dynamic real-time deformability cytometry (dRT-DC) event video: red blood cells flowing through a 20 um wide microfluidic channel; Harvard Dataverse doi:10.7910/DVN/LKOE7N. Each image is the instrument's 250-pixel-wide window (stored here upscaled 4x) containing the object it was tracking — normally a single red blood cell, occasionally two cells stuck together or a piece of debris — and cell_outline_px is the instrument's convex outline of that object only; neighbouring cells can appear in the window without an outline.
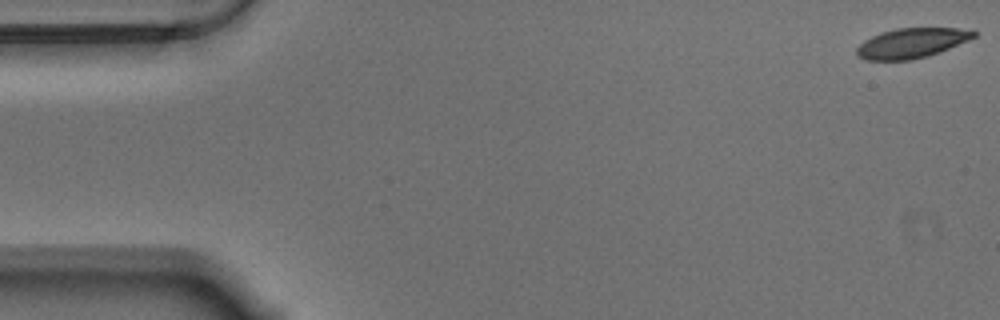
{"species": "Egyptian fruit bat (a non-hibernating species)", "species_latin": "Rousettus aegyptiacus", "temperature_condition": "warm", "stored_images_in_passage": 57, "camera_frame_rate_fps": 3000, "um_per_image_px": 0.085, "animal": {"sex": "male"}, "frame": {"image": 1, "passage_image": 1, "time_ms": 0.0, "image_size_px": [1000, 320], "cell_outline_px": [[976, 36], [968, 40], [940, 52], [928, 56], [912, 60], [864, 60], [856, 56], [856, 48], [864, 40], [880, 32], [896, 28], [956, 28], [976, 32]], "centroid_in_image_um": [77.43, 3.67], "position_along_channel_um": 7.6, "area_um2": 20.4}}
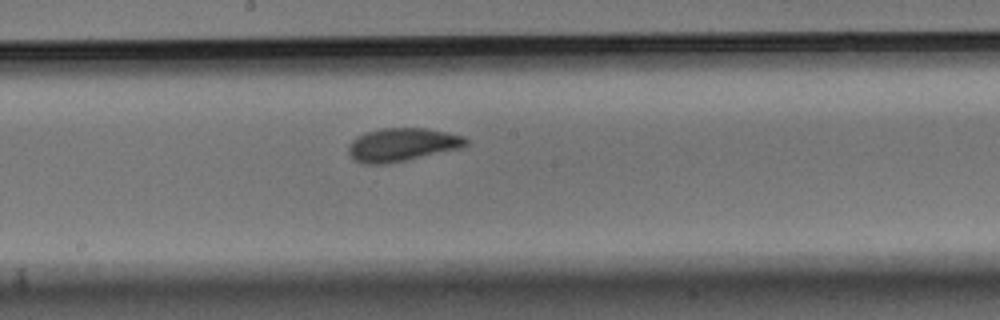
{"frame": {"image": 2, "passage_image": 30, "time_ms": 9.667, "image_size_px": [1000, 320], "cell_outline_px": [[468, 144], [460, 148], [404, 160], [384, 164], [364, 164], [356, 160], [348, 152], [348, 148], [352, 140], [356, 136], [380, 128], [424, 128], [464, 136], [468, 140]], "centroid_in_image_um": [34.16, 12.29], "position_along_channel_um": 214.0, "area_um2": 22.37}}
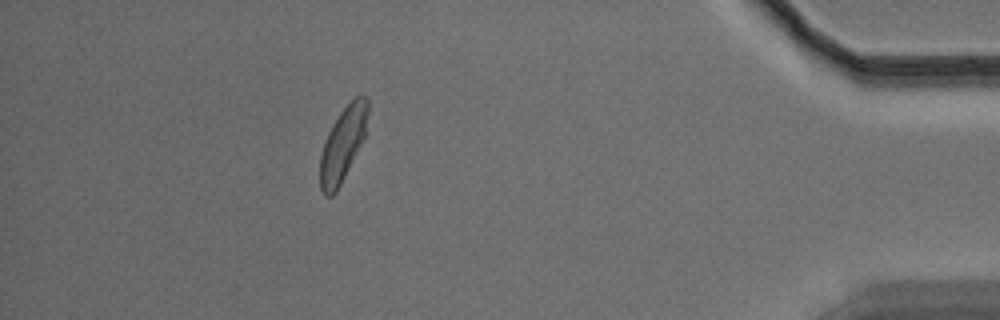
{"frame": {"image": 3, "passage_image": 51, "time_ms": 16.667, "image_size_px": [1000, 320], "cell_outline_px": [[368, 112], [364, 136], [336, 192], [332, 196], [324, 196], [320, 188], [320, 156], [324, 140], [332, 124], [340, 112], [360, 92], [364, 92], [368, 96]], "centroid_in_image_um": [29.13, 12.2], "position_along_channel_um": 406.1, "area_um2": 20.4}, "authors_computed_cell_mechanics": {"area_um2": 21.8484, "velocity_mm_per_s": 3.4985, "shape_relaxation_time_tau1_ms": 4.6435, "shape_relaxation_time_tau2_ms": 1.777, "deformation_change_tau1": 0.1477, "deformation_change_tau2": 0.0772}}